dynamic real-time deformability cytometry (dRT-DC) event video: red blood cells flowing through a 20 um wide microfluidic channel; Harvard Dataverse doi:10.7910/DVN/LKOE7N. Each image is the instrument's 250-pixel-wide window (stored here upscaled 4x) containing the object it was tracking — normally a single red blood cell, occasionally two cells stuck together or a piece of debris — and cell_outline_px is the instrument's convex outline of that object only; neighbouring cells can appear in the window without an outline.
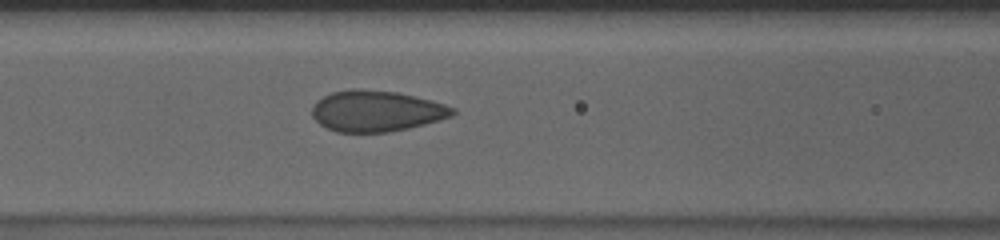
{"species": "human", "species_latin": "Homo sapiens", "temperature_condition": "cold", "stored_images_in_passage": 37, "camera_frame_rate_fps": 3000, "um_per_image_px": 0.085, "donor": {"sex": "male"}, "frame": {"image": 1, "passage_image": 12, "time_ms": 3.667, "image_size_px": [1000, 240], "cell_outline_px": [[456, 112], [452, 116], [440, 120], [408, 128], [388, 132], [336, 132], [324, 128], [312, 116], [312, 108], [316, 100], [332, 92], [352, 88], [356, 88], [396, 92], [444, 104], [456, 108]], "centroid_in_image_um": [31.96, 9.44], "position_along_channel_um": 134.6, "area_um2": 33.58}}
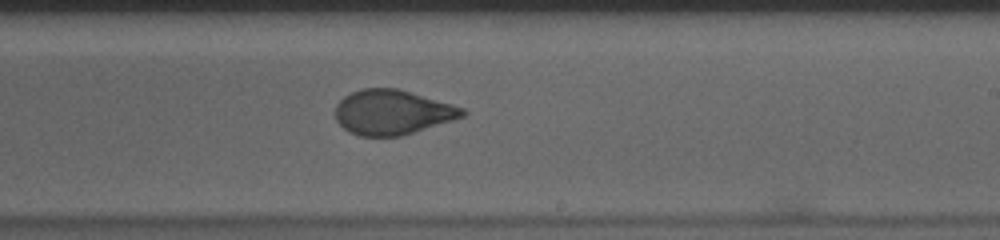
{"frame": {"image": 2, "passage_image": 22, "time_ms": 7.0, "image_size_px": [1000, 240], "cell_outline_px": [[468, 112], [464, 116], [452, 120], [400, 136], [360, 136], [348, 132], [336, 120], [336, 104], [344, 96], [352, 92], [364, 88], [396, 88], [452, 104], [464, 108]], "centroid_in_image_um": [33.33, 9.54], "position_along_channel_um": 255.7, "area_um2": 32.89}}
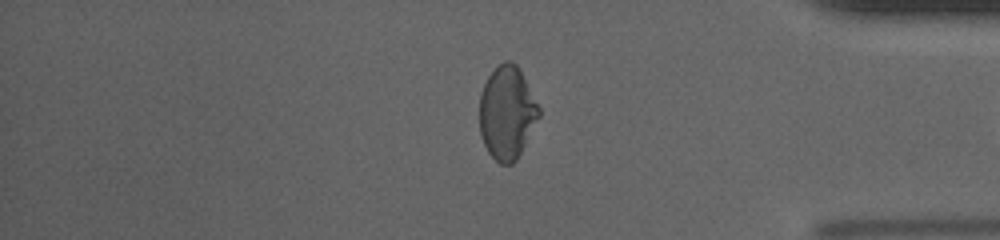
{"frame": {"image": 3, "passage_image": 35, "time_ms": 11.333, "image_size_px": [1000, 240], "cell_outline_px": [[540, 116], [516, 160], [512, 164], [500, 164], [488, 152], [480, 136], [480, 96], [484, 84], [488, 76], [504, 60], [512, 60], [520, 68], [540, 108]], "centroid_in_image_um": [43.1, 9.57], "position_along_channel_um": 392.1, "area_um2": 32.19}}